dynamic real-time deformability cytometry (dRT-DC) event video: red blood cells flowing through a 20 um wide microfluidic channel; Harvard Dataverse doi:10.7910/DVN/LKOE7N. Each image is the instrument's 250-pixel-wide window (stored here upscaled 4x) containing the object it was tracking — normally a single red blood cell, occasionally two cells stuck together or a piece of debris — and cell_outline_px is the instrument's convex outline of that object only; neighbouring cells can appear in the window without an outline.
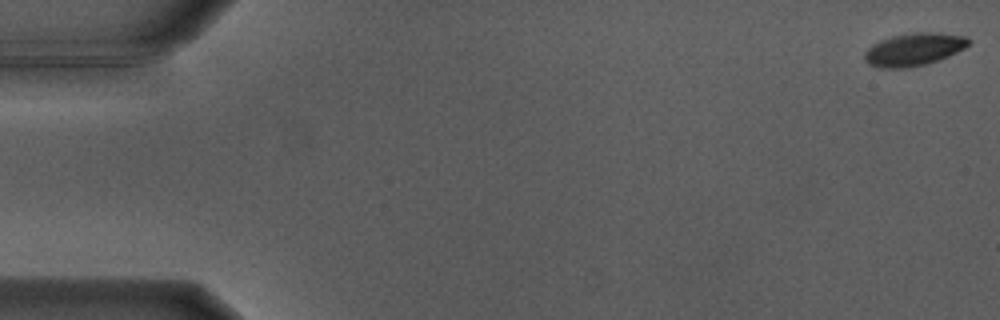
{"species": "Egyptian fruit bat (a non-hibernating species)", "species_latin": "Rousettus aegyptiacus", "temperature_condition": "warm", "stored_images_in_passage": 50, "camera_frame_rate_fps": 3000, "um_per_image_px": 0.085, "animal": {"sex": "male"}, "frame": {"image": 1, "passage_image": 1, "time_ms": 0.0, "image_size_px": [1000, 320], "cell_outline_px": [[972, 40], [964, 48], [948, 56], [928, 64], [908, 68], [880, 68], [868, 64], [864, 60], [864, 52], [872, 44], [880, 40], [892, 36], [912, 32], [936, 32], [968, 36]], "centroid_in_image_um": [77.68, 4.19], "position_along_channel_um": 7.3, "area_um2": 20.11}}
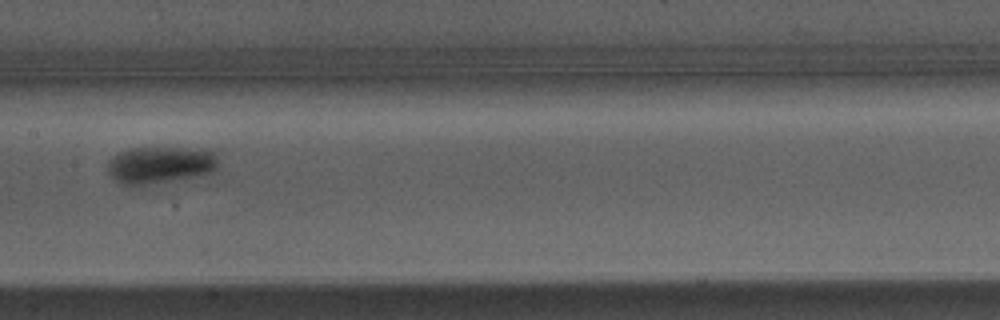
{"frame": {"image": 2, "passage_image": 28, "time_ms": 9.0, "image_size_px": [1000, 320], "cell_outline_px": [[220, 152], [216, 168], [212, 172], [192, 176], [144, 184], [124, 184], [116, 180], [108, 172], [108, 160], [112, 156], [128, 148], [216, 148]], "centroid_in_image_um": [13.7, 13.95], "position_along_channel_um": 193.7, "area_um2": 23.81}}
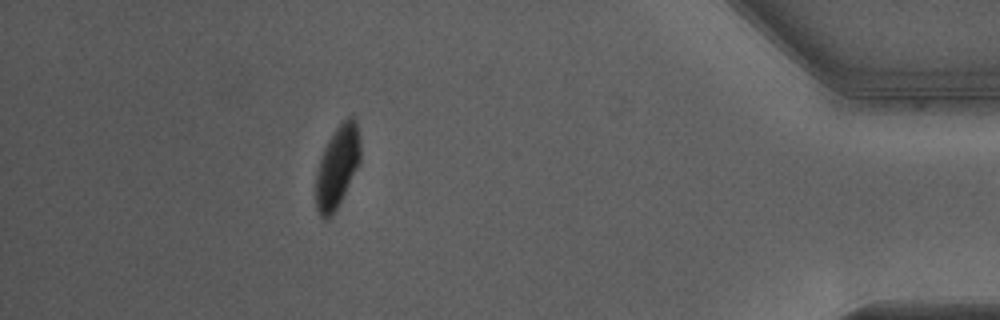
{"frame": {"image": 3, "passage_image": 49, "time_ms": 16.0, "image_size_px": [1000, 320], "cell_outline_px": [[360, 160], [336, 208], [328, 220], [324, 220], [320, 216], [316, 208], [316, 172], [320, 156], [328, 140], [336, 128], [348, 116], [352, 116], [356, 120], [360, 140]], "centroid_in_image_um": [28.64, 14.15], "position_along_channel_um": 406.6, "area_um2": 20.92}}